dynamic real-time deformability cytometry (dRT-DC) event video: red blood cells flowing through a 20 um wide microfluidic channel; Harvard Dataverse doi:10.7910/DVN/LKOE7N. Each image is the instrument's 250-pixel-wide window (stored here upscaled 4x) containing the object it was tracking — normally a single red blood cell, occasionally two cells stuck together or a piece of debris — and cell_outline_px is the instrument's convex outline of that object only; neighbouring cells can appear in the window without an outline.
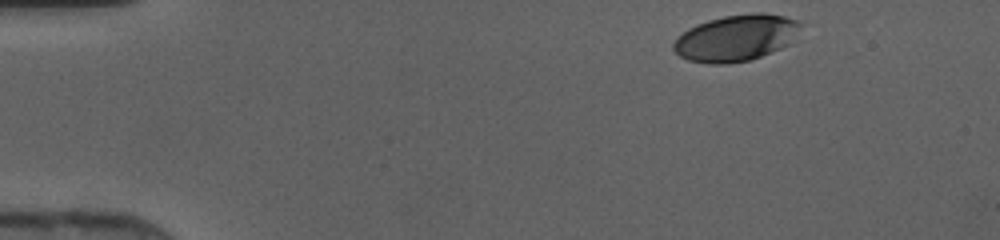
{"species": "human", "species_latin": "Homo sapiens", "temperature_condition": "cold", "stored_images_in_passage": 34, "camera_frame_rate_fps": 3000, "um_per_image_px": 0.085, "donor": {"sex": "female"}, "frame": {"image": 1, "passage_image": 1, "time_ms": 0.0, "image_size_px": [1000, 240], "cell_outline_px": [[804, 24], [788, 44], [780, 48], [760, 56], [748, 60], [728, 64], [708, 64], [688, 60], [680, 56], [672, 48], [672, 44], [676, 36], [688, 28], [696, 24], [708, 20], [724, 16], [756, 12], [764, 12], [784, 16], [796, 20]], "centroid_in_image_um": [62.52, 3.21], "position_along_channel_um": 22.5, "area_um2": 34.45}}
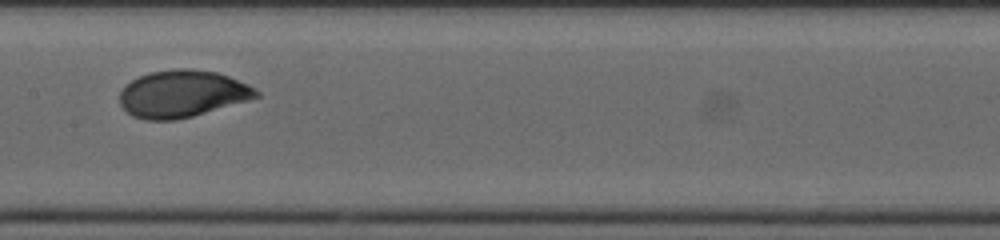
{"frame": {"image": 2, "passage_image": 19, "time_ms": 6.0, "image_size_px": [1000, 240], "cell_outline_px": [[260, 96], [248, 100], [192, 116], [176, 120], [144, 120], [132, 116], [120, 104], [120, 92], [132, 80], [148, 72], [176, 68], [192, 68], [216, 72], [228, 76], [248, 84], [260, 92]], "centroid_in_image_um": [15.49, 7.97], "position_along_channel_um": 191.9, "area_um2": 37.34}}
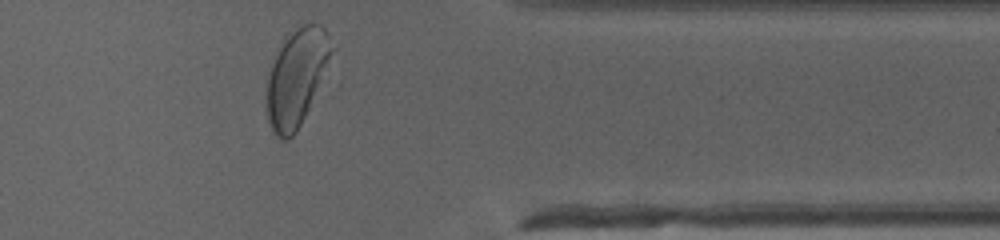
{"frame": {"image": 3, "passage_image": 33, "time_ms": 10.667, "image_size_px": [1000, 240], "cell_outline_px": [[336, 48], [308, 108], [296, 132], [288, 140], [280, 140], [272, 132], [268, 120], [264, 100], [268, 76], [276, 48], [280, 40], [284, 36], [296, 28], [304, 24], [320, 24], [324, 28]], "centroid_in_image_um": [25.17, 6.55], "position_along_channel_um": 386.2, "area_um2": 37.22}}